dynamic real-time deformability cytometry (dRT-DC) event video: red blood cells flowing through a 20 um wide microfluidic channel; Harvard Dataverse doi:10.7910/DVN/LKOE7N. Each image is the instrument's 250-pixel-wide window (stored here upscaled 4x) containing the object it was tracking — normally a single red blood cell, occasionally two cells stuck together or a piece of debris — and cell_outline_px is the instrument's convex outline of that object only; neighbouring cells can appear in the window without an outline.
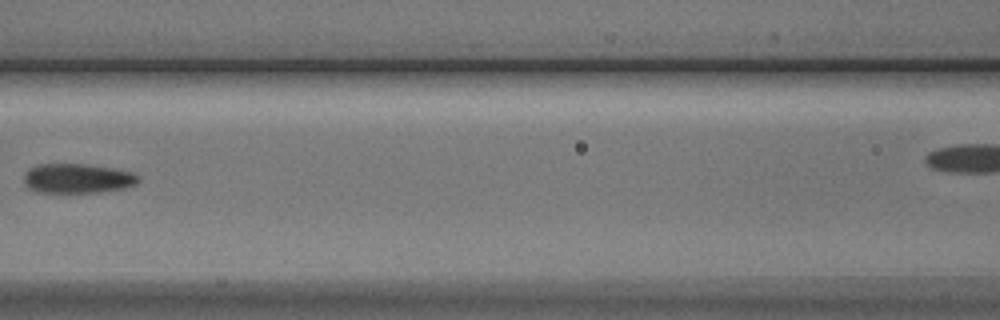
{"species": "Egyptian fruit bat (a non-hibernating species)", "species_latin": "Rousettus aegyptiacus", "temperature_condition": "cold", "stored_images_in_passage": 5, "segment_of_instrument_passage": [1, 2], "camera_frame_rate_fps": 3000, "um_per_image_px": 0.085, "animal": {"sex": "male"}, "frame": {"image": 1, "passage_image": 4, "time_ms": 3.667, "image_size_px": [1000, 320], "cell_outline_px": [[140, 180], [136, 184], [124, 188], [100, 192], [36, 192], [28, 188], [24, 180], [24, 176], [28, 168], [36, 164], [84, 164], [112, 168], [132, 172], [140, 176]], "centroid_in_image_um": [6.58, 15.16], "position_along_channel_um": 160.0, "area_um2": 19.77}}